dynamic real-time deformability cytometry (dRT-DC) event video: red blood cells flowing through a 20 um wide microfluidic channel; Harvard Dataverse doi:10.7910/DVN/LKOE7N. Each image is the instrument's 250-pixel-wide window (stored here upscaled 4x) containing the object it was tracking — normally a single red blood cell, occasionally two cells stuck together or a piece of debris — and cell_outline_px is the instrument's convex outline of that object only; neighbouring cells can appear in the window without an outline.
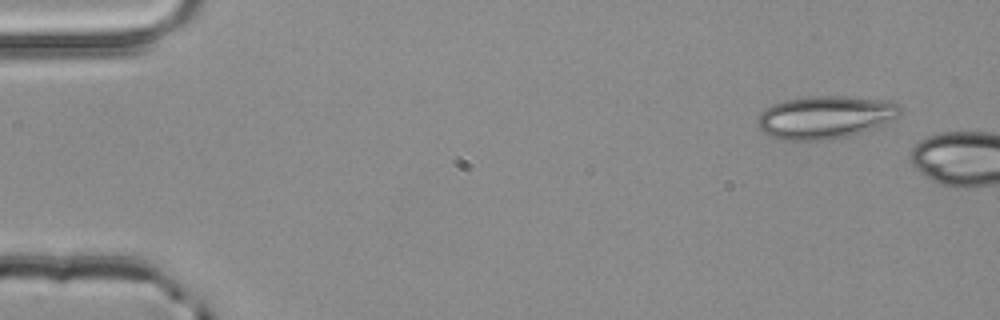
{"species": "common noctule bat (a hibernating species)", "species_latin": "Nyctalus noctula", "temperature_condition": "room temperature", "stored_images_in_passage": 2, "camera_frame_rate_fps": 3000, "um_per_image_px": 0.085, "animal": {"sex": "male", "body_mass_g": 20.4}, "frame": {"image": 1, "passage_image": 1, "time_ms": 0.0, "image_size_px": [1000, 320], "cell_outline_px": [[900, 112], [896, 116], [880, 124], [860, 132], [848, 136], [820, 140], [780, 140], [764, 132], [760, 128], [760, 112], [764, 108], [772, 104], [784, 100], [812, 96], [844, 96], [884, 100], [900, 104]], "centroid_in_image_um": [70.09, 9.95], "position_along_channel_um": 14.9, "area_um2": 34.85}}